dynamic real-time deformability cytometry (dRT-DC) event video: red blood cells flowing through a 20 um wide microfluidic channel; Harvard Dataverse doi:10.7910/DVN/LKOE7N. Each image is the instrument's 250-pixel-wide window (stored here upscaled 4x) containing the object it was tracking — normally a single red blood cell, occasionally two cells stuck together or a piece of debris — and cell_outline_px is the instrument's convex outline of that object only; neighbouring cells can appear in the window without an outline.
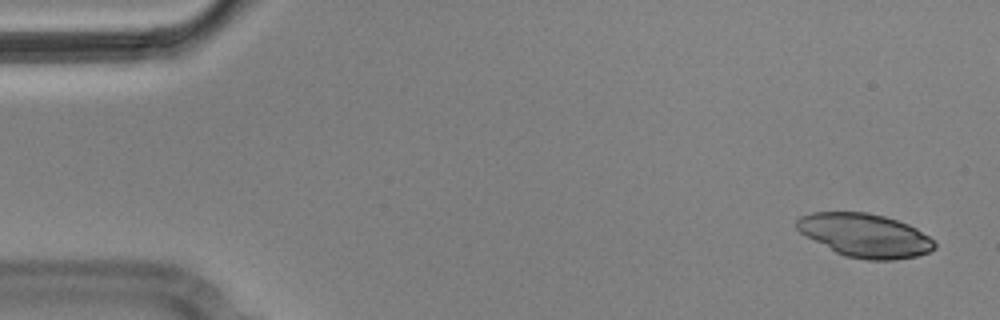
{"species": "Egyptian fruit bat (a non-hibernating species)", "species_latin": "Rousettus aegyptiacus", "temperature_condition": "cold", "stored_images_in_passage": 6, "camera_frame_rate_fps": 3000, "um_per_image_px": 0.085, "animal": {"sex": "male"}, "frame": {"image": 1, "passage_image": 1, "time_ms": 0.0, "image_size_px": [1000, 320], "cell_outline_px": [[936, 248], [928, 252], [916, 256], [892, 260], [868, 260], [844, 256], [836, 252], [800, 232], [796, 228], [796, 220], [800, 216], [812, 212], [868, 212], [884, 216], [908, 224], [916, 228], [928, 236], [936, 244]], "centroid_in_image_um": [73.52, 20.0], "position_along_channel_um": 11.5, "area_um2": 34.74}}